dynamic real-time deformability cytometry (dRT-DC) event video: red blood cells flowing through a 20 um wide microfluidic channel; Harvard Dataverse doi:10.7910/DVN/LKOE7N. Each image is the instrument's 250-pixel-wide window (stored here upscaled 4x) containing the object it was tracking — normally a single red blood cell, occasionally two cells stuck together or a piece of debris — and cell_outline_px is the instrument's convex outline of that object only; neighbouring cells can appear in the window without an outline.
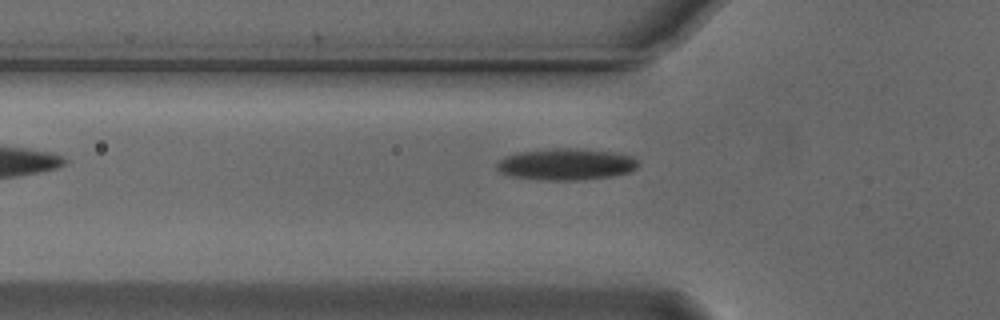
{"species": "Egyptian fruit bat (a non-hibernating species)", "species_latin": "Rousettus aegyptiacus", "temperature_condition": "cold", "stored_images_in_passage": 35, "camera_frame_rate_fps": 3000, "um_per_image_px": 0.085, "animal": {"sex": "male"}, "frame": {"image": 1, "passage_image": 2, "time_ms": 0.333, "image_size_px": [1000, 320], "cell_outline_px": [[640, 164], [636, 168], [628, 172], [612, 176], [580, 180], [544, 180], [512, 176], [500, 172], [496, 168], [496, 164], [504, 156], [516, 152], [552, 148], [576, 148], [612, 152], [632, 156], [640, 160]], "centroid_in_image_um": [48.12, 13.95], "position_along_channel_um": 77.7, "area_um2": 26.18}}
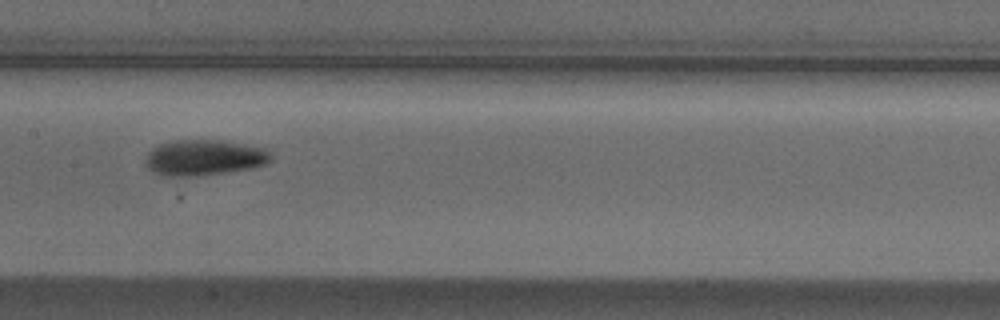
{"frame": {"image": 2, "passage_image": 11, "time_ms": 3.333, "image_size_px": [1000, 320], "cell_outline_px": [[272, 160], [268, 164], [252, 168], [196, 176], [164, 176], [148, 168], [144, 164], [144, 160], [148, 152], [152, 148], [160, 144], [176, 140], [212, 140], [264, 148], [272, 156]], "centroid_in_image_um": [17.32, 13.41], "position_along_channel_um": 190.1, "area_um2": 25.84}}
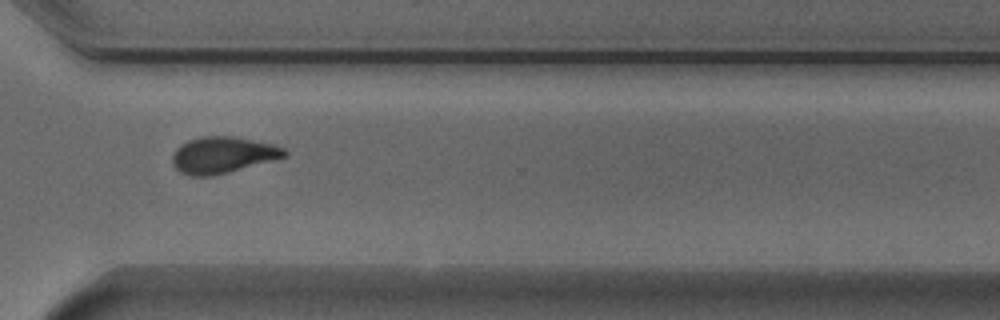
{"frame": {"image": 3, "passage_image": 24, "time_ms": 7.667, "image_size_px": [1000, 320], "cell_outline_px": [[288, 156], [212, 176], [188, 176], [180, 172], [172, 164], [172, 156], [176, 148], [180, 144], [188, 140], [200, 136], [232, 136], [272, 144], [284, 148], [288, 152]], "centroid_in_image_um": [18.9, 13.17], "position_along_channel_um": 351.7, "area_um2": 23.76}, "authors_computed_cell_mechanics": {"area_um2": 24.276, "velocity_mm_per_s": 3.7299, "shape_relaxation_time_tau1_ms": 4.1863, "shape_relaxation_time_tau2_ms": 3.911, "deformation_change_tau1": 0.1332, "deformation_change_tau2": 0.103}}